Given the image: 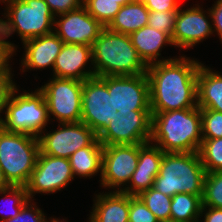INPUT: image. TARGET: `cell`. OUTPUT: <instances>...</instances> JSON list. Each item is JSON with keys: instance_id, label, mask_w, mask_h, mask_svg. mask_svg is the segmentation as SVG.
Listing matches in <instances>:
<instances>
[{"instance_id": "60d3db41", "label": "cell", "mask_w": 222, "mask_h": 222, "mask_svg": "<svg viewBox=\"0 0 222 222\" xmlns=\"http://www.w3.org/2000/svg\"><path fill=\"white\" fill-rule=\"evenodd\" d=\"M11 185L9 184V182L6 180V178L4 177L3 171L0 168V191L1 190H5L8 189Z\"/></svg>"}, {"instance_id": "d4e9b609", "label": "cell", "mask_w": 222, "mask_h": 222, "mask_svg": "<svg viewBox=\"0 0 222 222\" xmlns=\"http://www.w3.org/2000/svg\"><path fill=\"white\" fill-rule=\"evenodd\" d=\"M202 198L190 193L172 196L170 219L178 222H199Z\"/></svg>"}, {"instance_id": "d6a6232c", "label": "cell", "mask_w": 222, "mask_h": 222, "mask_svg": "<svg viewBox=\"0 0 222 222\" xmlns=\"http://www.w3.org/2000/svg\"><path fill=\"white\" fill-rule=\"evenodd\" d=\"M177 12L178 11H150L147 25L160 32H166L172 37Z\"/></svg>"}, {"instance_id": "8992f818", "label": "cell", "mask_w": 222, "mask_h": 222, "mask_svg": "<svg viewBox=\"0 0 222 222\" xmlns=\"http://www.w3.org/2000/svg\"><path fill=\"white\" fill-rule=\"evenodd\" d=\"M205 175L199 152L164 153L153 188L170 197L190 193L202 198Z\"/></svg>"}, {"instance_id": "ac0fdd59", "label": "cell", "mask_w": 222, "mask_h": 222, "mask_svg": "<svg viewBox=\"0 0 222 222\" xmlns=\"http://www.w3.org/2000/svg\"><path fill=\"white\" fill-rule=\"evenodd\" d=\"M50 76L80 81L94 77L92 46L64 43Z\"/></svg>"}, {"instance_id": "1f68e13d", "label": "cell", "mask_w": 222, "mask_h": 222, "mask_svg": "<svg viewBox=\"0 0 222 222\" xmlns=\"http://www.w3.org/2000/svg\"><path fill=\"white\" fill-rule=\"evenodd\" d=\"M57 217H47L44 210L38 206V202L29 200L14 217L1 222H53Z\"/></svg>"}, {"instance_id": "8fae6325", "label": "cell", "mask_w": 222, "mask_h": 222, "mask_svg": "<svg viewBox=\"0 0 222 222\" xmlns=\"http://www.w3.org/2000/svg\"><path fill=\"white\" fill-rule=\"evenodd\" d=\"M193 5L180 6L175 18V27L172 34L174 48H178L179 54L185 50H194L200 43L206 39L213 38L212 16L209 8H203L199 1ZM183 7V8H182ZM187 9H185V8ZM182 51H181V50Z\"/></svg>"}, {"instance_id": "4fadbf2b", "label": "cell", "mask_w": 222, "mask_h": 222, "mask_svg": "<svg viewBox=\"0 0 222 222\" xmlns=\"http://www.w3.org/2000/svg\"><path fill=\"white\" fill-rule=\"evenodd\" d=\"M139 158V144L104 146L101 189L122 191L130 182Z\"/></svg>"}, {"instance_id": "7c38bea8", "label": "cell", "mask_w": 222, "mask_h": 222, "mask_svg": "<svg viewBox=\"0 0 222 222\" xmlns=\"http://www.w3.org/2000/svg\"><path fill=\"white\" fill-rule=\"evenodd\" d=\"M75 180V176L67 158L54 157L39 152L36 165L26 185L30 200L35 195H51L63 191ZM59 191V192H58Z\"/></svg>"}, {"instance_id": "f35d334b", "label": "cell", "mask_w": 222, "mask_h": 222, "mask_svg": "<svg viewBox=\"0 0 222 222\" xmlns=\"http://www.w3.org/2000/svg\"><path fill=\"white\" fill-rule=\"evenodd\" d=\"M199 218V222H222V208L202 206Z\"/></svg>"}, {"instance_id": "7a4b0ae2", "label": "cell", "mask_w": 222, "mask_h": 222, "mask_svg": "<svg viewBox=\"0 0 222 222\" xmlns=\"http://www.w3.org/2000/svg\"><path fill=\"white\" fill-rule=\"evenodd\" d=\"M151 114V143L164 153L199 152L203 140L199 107Z\"/></svg>"}, {"instance_id": "ba28073f", "label": "cell", "mask_w": 222, "mask_h": 222, "mask_svg": "<svg viewBox=\"0 0 222 222\" xmlns=\"http://www.w3.org/2000/svg\"><path fill=\"white\" fill-rule=\"evenodd\" d=\"M111 97V118L122 115H152L146 73L135 76H106Z\"/></svg>"}, {"instance_id": "d590c367", "label": "cell", "mask_w": 222, "mask_h": 222, "mask_svg": "<svg viewBox=\"0 0 222 222\" xmlns=\"http://www.w3.org/2000/svg\"><path fill=\"white\" fill-rule=\"evenodd\" d=\"M54 16L76 10L83 5V0H45Z\"/></svg>"}, {"instance_id": "6da1fadb", "label": "cell", "mask_w": 222, "mask_h": 222, "mask_svg": "<svg viewBox=\"0 0 222 222\" xmlns=\"http://www.w3.org/2000/svg\"><path fill=\"white\" fill-rule=\"evenodd\" d=\"M185 53L148 66L150 111L167 112L197 106V74L202 61Z\"/></svg>"}, {"instance_id": "d6986e66", "label": "cell", "mask_w": 222, "mask_h": 222, "mask_svg": "<svg viewBox=\"0 0 222 222\" xmlns=\"http://www.w3.org/2000/svg\"><path fill=\"white\" fill-rule=\"evenodd\" d=\"M163 154L164 151L151 142L139 144L138 165L122 192L130 196H138L153 187L154 179L159 174Z\"/></svg>"}, {"instance_id": "30bf717a", "label": "cell", "mask_w": 222, "mask_h": 222, "mask_svg": "<svg viewBox=\"0 0 222 222\" xmlns=\"http://www.w3.org/2000/svg\"><path fill=\"white\" fill-rule=\"evenodd\" d=\"M56 124L51 123L52 129L50 125L38 136L42 154L69 159L80 148L103 146L96 133L81 121Z\"/></svg>"}, {"instance_id": "484cf974", "label": "cell", "mask_w": 222, "mask_h": 222, "mask_svg": "<svg viewBox=\"0 0 222 222\" xmlns=\"http://www.w3.org/2000/svg\"><path fill=\"white\" fill-rule=\"evenodd\" d=\"M133 0H83L88 13L106 27L116 16L121 6Z\"/></svg>"}, {"instance_id": "ab89813d", "label": "cell", "mask_w": 222, "mask_h": 222, "mask_svg": "<svg viewBox=\"0 0 222 222\" xmlns=\"http://www.w3.org/2000/svg\"><path fill=\"white\" fill-rule=\"evenodd\" d=\"M16 82L17 80H0V120L10 92L18 84Z\"/></svg>"}, {"instance_id": "9a60e30c", "label": "cell", "mask_w": 222, "mask_h": 222, "mask_svg": "<svg viewBox=\"0 0 222 222\" xmlns=\"http://www.w3.org/2000/svg\"><path fill=\"white\" fill-rule=\"evenodd\" d=\"M104 28L82 5L76 10L55 16L53 32L64 43L92 46Z\"/></svg>"}, {"instance_id": "603a6c76", "label": "cell", "mask_w": 222, "mask_h": 222, "mask_svg": "<svg viewBox=\"0 0 222 222\" xmlns=\"http://www.w3.org/2000/svg\"><path fill=\"white\" fill-rule=\"evenodd\" d=\"M149 12L142 0H133L121 6L106 28L116 33L130 35L147 26Z\"/></svg>"}, {"instance_id": "277c9868", "label": "cell", "mask_w": 222, "mask_h": 222, "mask_svg": "<svg viewBox=\"0 0 222 222\" xmlns=\"http://www.w3.org/2000/svg\"><path fill=\"white\" fill-rule=\"evenodd\" d=\"M95 76H135L146 73L148 66L132 45L129 35L106 27L92 45Z\"/></svg>"}, {"instance_id": "836d02e7", "label": "cell", "mask_w": 222, "mask_h": 222, "mask_svg": "<svg viewBox=\"0 0 222 222\" xmlns=\"http://www.w3.org/2000/svg\"><path fill=\"white\" fill-rule=\"evenodd\" d=\"M128 222H159L138 196L129 195Z\"/></svg>"}, {"instance_id": "cb8c5ba5", "label": "cell", "mask_w": 222, "mask_h": 222, "mask_svg": "<svg viewBox=\"0 0 222 222\" xmlns=\"http://www.w3.org/2000/svg\"><path fill=\"white\" fill-rule=\"evenodd\" d=\"M104 146H86L74 152L70 158L75 178L91 179L102 175V155Z\"/></svg>"}, {"instance_id": "74e56055", "label": "cell", "mask_w": 222, "mask_h": 222, "mask_svg": "<svg viewBox=\"0 0 222 222\" xmlns=\"http://www.w3.org/2000/svg\"><path fill=\"white\" fill-rule=\"evenodd\" d=\"M212 16L214 37L216 36L222 44V0H215L211 7H208Z\"/></svg>"}, {"instance_id": "ffe728a7", "label": "cell", "mask_w": 222, "mask_h": 222, "mask_svg": "<svg viewBox=\"0 0 222 222\" xmlns=\"http://www.w3.org/2000/svg\"><path fill=\"white\" fill-rule=\"evenodd\" d=\"M93 198L87 222H128L129 195L122 191H100Z\"/></svg>"}, {"instance_id": "e575fe53", "label": "cell", "mask_w": 222, "mask_h": 222, "mask_svg": "<svg viewBox=\"0 0 222 222\" xmlns=\"http://www.w3.org/2000/svg\"><path fill=\"white\" fill-rule=\"evenodd\" d=\"M18 53L11 47H9L3 41L0 42V80H15L14 74L16 71L13 70L14 62L13 57H17ZM13 63V64H12ZM13 70V71H12Z\"/></svg>"}, {"instance_id": "3957f363", "label": "cell", "mask_w": 222, "mask_h": 222, "mask_svg": "<svg viewBox=\"0 0 222 222\" xmlns=\"http://www.w3.org/2000/svg\"><path fill=\"white\" fill-rule=\"evenodd\" d=\"M2 4L1 39L15 52H20V45L10 40L15 34L23 43L53 33L55 16L45 0H6Z\"/></svg>"}, {"instance_id": "52a82bcc", "label": "cell", "mask_w": 222, "mask_h": 222, "mask_svg": "<svg viewBox=\"0 0 222 222\" xmlns=\"http://www.w3.org/2000/svg\"><path fill=\"white\" fill-rule=\"evenodd\" d=\"M40 152L39 139L0 126V168L12 186H26Z\"/></svg>"}, {"instance_id": "4316f807", "label": "cell", "mask_w": 222, "mask_h": 222, "mask_svg": "<svg viewBox=\"0 0 222 222\" xmlns=\"http://www.w3.org/2000/svg\"><path fill=\"white\" fill-rule=\"evenodd\" d=\"M0 196V222L3 220L14 218L20 212L21 208L30 200L27 195L26 186L11 185L8 189L1 190ZM5 202L11 205L10 207L4 205L5 207L9 208L8 210L4 209L5 207L2 209L3 203ZM3 210L5 212H3Z\"/></svg>"}, {"instance_id": "7bdbcfd3", "label": "cell", "mask_w": 222, "mask_h": 222, "mask_svg": "<svg viewBox=\"0 0 222 222\" xmlns=\"http://www.w3.org/2000/svg\"><path fill=\"white\" fill-rule=\"evenodd\" d=\"M159 222H178L173 219L160 220Z\"/></svg>"}, {"instance_id": "b9f144b4", "label": "cell", "mask_w": 222, "mask_h": 222, "mask_svg": "<svg viewBox=\"0 0 222 222\" xmlns=\"http://www.w3.org/2000/svg\"><path fill=\"white\" fill-rule=\"evenodd\" d=\"M68 220V218L66 217V218H60V217H58V218H56L53 222H69V221H67Z\"/></svg>"}, {"instance_id": "44dd1931", "label": "cell", "mask_w": 222, "mask_h": 222, "mask_svg": "<svg viewBox=\"0 0 222 222\" xmlns=\"http://www.w3.org/2000/svg\"><path fill=\"white\" fill-rule=\"evenodd\" d=\"M130 39L140 58L149 66L162 61L171 60L176 56H162L166 47H174L171 36L166 32H160L150 26H144L131 33Z\"/></svg>"}, {"instance_id": "4dcf8cb0", "label": "cell", "mask_w": 222, "mask_h": 222, "mask_svg": "<svg viewBox=\"0 0 222 222\" xmlns=\"http://www.w3.org/2000/svg\"><path fill=\"white\" fill-rule=\"evenodd\" d=\"M203 139L222 138V112L200 108Z\"/></svg>"}, {"instance_id": "9c48e42d", "label": "cell", "mask_w": 222, "mask_h": 222, "mask_svg": "<svg viewBox=\"0 0 222 222\" xmlns=\"http://www.w3.org/2000/svg\"><path fill=\"white\" fill-rule=\"evenodd\" d=\"M43 83L38 88L44 93L51 123L80 122L83 81L51 76Z\"/></svg>"}, {"instance_id": "e0dca14e", "label": "cell", "mask_w": 222, "mask_h": 222, "mask_svg": "<svg viewBox=\"0 0 222 222\" xmlns=\"http://www.w3.org/2000/svg\"><path fill=\"white\" fill-rule=\"evenodd\" d=\"M64 42L53 32L36 38H31L22 43V58H19V70L22 74L31 71H53L55 59L60 53ZM22 71V72H21Z\"/></svg>"}, {"instance_id": "f6af8a7d", "label": "cell", "mask_w": 222, "mask_h": 222, "mask_svg": "<svg viewBox=\"0 0 222 222\" xmlns=\"http://www.w3.org/2000/svg\"><path fill=\"white\" fill-rule=\"evenodd\" d=\"M4 1H6V0H0V5H2V3H3Z\"/></svg>"}, {"instance_id": "5bb4252c", "label": "cell", "mask_w": 222, "mask_h": 222, "mask_svg": "<svg viewBox=\"0 0 222 222\" xmlns=\"http://www.w3.org/2000/svg\"><path fill=\"white\" fill-rule=\"evenodd\" d=\"M111 119V97L106 86V76H94L83 81L81 122L98 136Z\"/></svg>"}, {"instance_id": "83f0119b", "label": "cell", "mask_w": 222, "mask_h": 222, "mask_svg": "<svg viewBox=\"0 0 222 222\" xmlns=\"http://www.w3.org/2000/svg\"><path fill=\"white\" fill-rule=\"evenodd\" d=\"M199 155L206 172H222V138L203 139Z\"/></svg>"}, {"instance_id": "2e32d148", "label": "cell", "mask_w": 222, "mask_h": 222, "mask_svg": "<svg viewBox=\"0 0 222 222\" xmlns=\"http://www.w3.org/2000/svg\"><path fill=\"white\" fill-rule=\"evenodd\" d=\"M152 115L115 116L98 135L103 146L145 144L151 139Z\"/></svg>"}, {"instance_id": "ee69618b", "label": "cell", "mask_w": 222, "mask_h": 222, "mask_svg": "<svg viewBox=\"0 0 222 222\" xmlns=\"http://www.w3.org/2000/svg\"><path fill=\"white\" fill-rule=\"evenodd\" d=\"M2 41V39H1V25H0V42Z\"/></svg>"}, {"instance_id": "f1b7e54d", "label": "cell", "mask_w": 222, "mask_h": 222, "mask_svg": "<svg viewBox=\"0 0 222 222\" xmlns=\"http://www.w3.org/2000/svg\"><path fill=\"white\" fill-rule=\"evenodd\" d=\"M138 197L159 221L170 219L172 197L162 194L153 187L141 192Z\"/></svg>"}, {"instance_id": "8d00e7d4", "label": "cell", "mask_w": 222, "mask_h": 222, "mask_svg": "<svg viewBox=\"0 0 222 222\" xmlns=\"http://www.w3.org/2000/svg\"><path fill=\"white\" fill-rule=\"evenodd\" d=\"M149 11H178L184 0H142Z\"/></svg>"}, {"instance_id": "5b68a950", "label": "cell", "mask_w": 222, "mask_h": 222, "mask_svg": "<svg viewBox=\"0 0 222 222\" xmlns=\"http://www.w3.org/2000/svg\"><path fill=\"white\" fill-rule=\"evenodd\" d=\"M20 87L16 84L11 90L0 126L8 132L38 137L48 125H51L44 93L39 88L30 91L29 88L24 90Z\"/></svg>"}, {"instance_id": "f546056e", "label": "cell", "mask_w": 222, "mask_h": 222, "mask_svg": "<svg viewBox=\"0 0 222 222\" xmlns=\"http://www.w3.org/2000/svg\"><path fill=\"white\" fill-rule=\"evenodd\" d=\"M202 206L222 208V172H206Z\"/></svg>"}, {"instance_id": "7402d4cb", "label": "cell", "mask_w": 222, "mask_h": 222, "mask_svg": "<svg viewBox=\"0 0 222 222\" xmlns=\"http://www.w3.org/2000/svg\"><path fill=\"white\" fill-rule=\"evenodd\" d=\"M197 106L222 112V72L204 62L197 74Z\"/></svg>"}]
</instances>
